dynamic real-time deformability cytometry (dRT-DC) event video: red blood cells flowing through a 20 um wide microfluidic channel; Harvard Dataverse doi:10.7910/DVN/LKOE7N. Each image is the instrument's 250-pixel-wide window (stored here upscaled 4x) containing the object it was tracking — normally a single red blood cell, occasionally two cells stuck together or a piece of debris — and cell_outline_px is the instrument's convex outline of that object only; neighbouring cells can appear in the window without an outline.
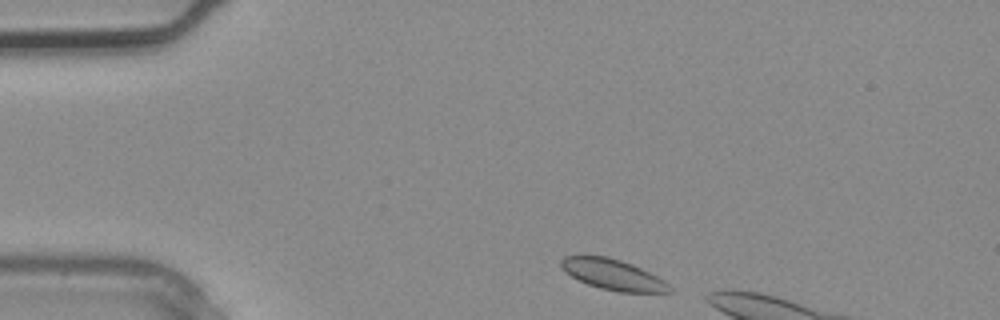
{"species": "common noctule bat (a hibernating species)", "species_latin": "Nyctalus noctula", "temperature_condition": "warm", "stored_images_in_passage": 3, "camera_frame_rate_fps": 3000, "um_per_image_px": 0.085, "animal": {"sex": "male", "body_mass_g": 20.4}, "frame": {"image": 1, "passage_image": 1, "time_ms": 0.0, "image_size_px": [1000, 320], "cell_outline_px": [[672, 292], [620, 292], [600, 288], [588, 284], [572, 276], [560, 264], [560, 260], [564, 256], [580, 252], [608, 256], [632, 264], [664, 280], [672, 288]], "centroid_in_image_um": [52.04, 23.28], "position_along_channel_um": 33.0, "area_um2": 19.59}}